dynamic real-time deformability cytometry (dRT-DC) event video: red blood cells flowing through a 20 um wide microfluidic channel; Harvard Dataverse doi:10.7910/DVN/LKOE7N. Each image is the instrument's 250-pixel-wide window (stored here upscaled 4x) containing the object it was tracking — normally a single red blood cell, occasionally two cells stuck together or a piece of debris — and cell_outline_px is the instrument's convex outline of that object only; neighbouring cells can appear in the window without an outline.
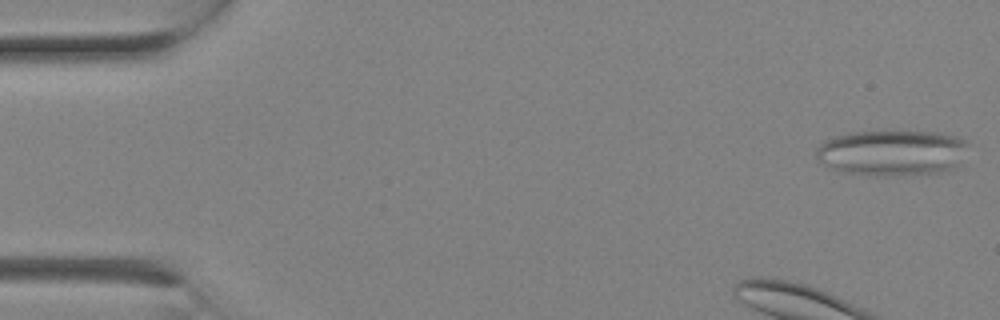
{"species": "Egyptian fruit bat (a non-hibernating species)", "species_latin": "Rousettus aegyptiacus", "temperature_condition": "room temperature", "stored_images_in_passage": 3, "camera_frame_rate_fps": 3000, "um_per_image_px": 0.085, "animal": {"sex": "female"}, "frame": {"image": 1, "passage_image": 3, "time_ms": 0.667, "image_size_px": [1000, 320], "cell_outline_px": [[968, 144], [960, 164], [956, 168], [936, 172], [896, 176], [872, 176], [840, 172], [828, 168], [816, 160], [816, 148], [824, 140], [832, 136], [848, 132], [888, 128], [892, 128], [940, 132], [960, 136], [968, 140]], "centroid_in_image_um": [75.8, 12.93], "position_along_channel_um": 9.2, "area_um2": 42.77}}